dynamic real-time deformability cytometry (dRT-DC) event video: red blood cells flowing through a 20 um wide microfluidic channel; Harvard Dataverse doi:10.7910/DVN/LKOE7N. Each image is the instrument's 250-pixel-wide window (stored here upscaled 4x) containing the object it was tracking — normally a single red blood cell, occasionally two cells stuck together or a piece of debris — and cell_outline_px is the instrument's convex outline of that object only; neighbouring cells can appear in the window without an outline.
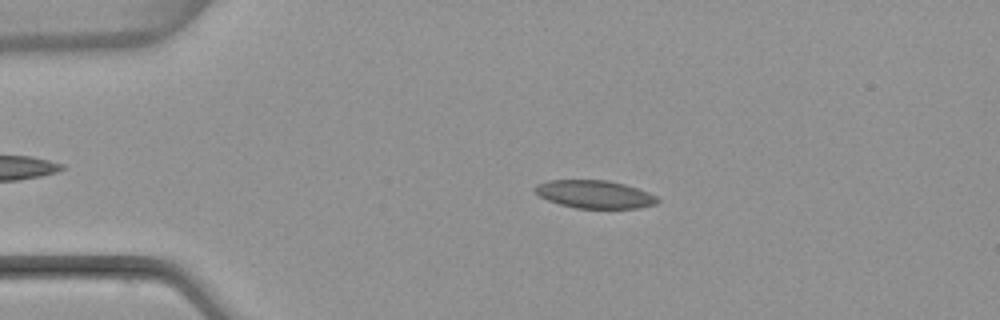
{"species": "common noctule bat (a hibernating species)", "species_latin": "Nyctalus noctula", "temperature_condition": "warm", "stored_images_in_passage": 3, "camera_frame_rate_fps": 3000, "um_per_image_px": 0.085, "animal": {"sex": "female", "body_mass_g": 22.7, "forearm_length_mm": 54.2}, "frame": {"image": 1, "passage_image": 2, "time_ms": 1.333, "image_size_px": [1000, 320], "cell_outline_px": [[660, 200], [656, 204], [640, 208], [576, 208], [560, 204], [548, 200], [540, 196], [532, 188], [536, 184], [548, 180], [608, 180], [624, 184], [648, 192], [656, 196]], "centroid_in_image_um": [50.54, 16.51], "position_along_channel_um": 34.5, "area_um2": 19.94}}